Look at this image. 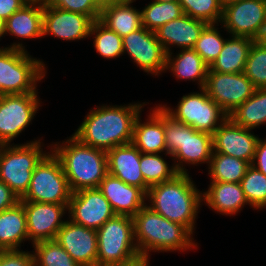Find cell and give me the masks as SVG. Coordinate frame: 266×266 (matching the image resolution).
Listing matches in <instances>:
<instances>
[{
  "label": "cell",
  "mask_w": 266,
  "mask_h": 266,
  "mask_svg": "<svg viewBox=\"0 0 266 266\" xmlns=\"http://www.w3.org/2000/svg\"><path fill=\"white\" fill-rule=\"evenodd\" d=\"M145 105L144 102L96 106L72 135L81 143L106 152L132 143L135 120Z\"/></svg>",
  "instance_id": "cell-1"
},
{
  "label": "cell",
  "mask_w": 266,
  "mask_h": 266,
  "mask_svg": "<svg viewBox=\"0 0 266 266\" xmlns=\"http://www.w3.org/2000/svg\"><path fill=\"white\" fill-rule=\"evenodd\" d=\"M147 199L150 201L147 205L150 209L181 224L193 234L202 191L197 189L188 173H179L169 181L150 186L146 193Z\"/></svg>",
  "instance_id": "cell-2"
},
{
  "label": "cell",
  "mask_w": 266,
  "mask_h": 266,
  "mask_svg": "<svg viewBox=\"0 0 266 266\" xmlns=\"http://www.w3.org/2000/svg\"><path fill=\"white\" fill-rule=\"evenodd\" d=\"M52 145L50 151L59 159L72 192L100 186L108 174L106 151L85 145L73 135Z\"/></svg>",
  "instance_id": "cell-3"
},
{
  "label": "cell",
  "mask_w": 266,
  "mask_h": 266,
  "mask_svg": "<svg viewBox=\"0 0 266 266\" xmlns=\"http://www.w3.org/2000/svg\"><path fill=\"white\" fill-rule=\"evenodd\" d=\"M134 240L139 254L150 252L188 251L197 248L193 234L179 223L172 222L150 209L147 204L134 216Z\"/></svg>",
  "instance_id": "cell-4"
},
{
  "label": "cell",
  "mask_w": 266,
  "mask_h": 266,
  "mask_svg": "<svg viewBox=\"0 0 266 266\" xmlns=\"http://www.w3.org/2000/svg\"><path fill=\"white\" fill-rule=\"evenodd\" d=\"M162 120L165 130L166 156L172 157L178 173H188L185 163L189 165L208 163L209 166L213 152V135L197 131L182 121L176 120L163 106Z\"/></svg>",
  "instance_id": "cell-5"
},
{
  "label": "cell",
  "mask_w": 266,
  "mask_h": 266,
  "mask_svg": "<svg viewBox=\"0 0 266 266\" xmlns=\"http://www.w3.org/2000/svg\"><path fill=\"white\" fill-rule=\"evenodd\" d=\"M22 43L0 47V96L38 93L37 82L46 76L40 59L32 58Z\"/></svg>",
  "instance_id": "cell-6"
},
{
  "label": "cell",
  "mask_w": 266,
  "mask_h": 266,
  "mask_svg": "<svg viewBox=\"0 0 266 266\" xmlns=\"http://www.w3.org/2000/svg\"><path fill=\"white\" fill-rule=\"evenodd\" d=\"M96 232V266L122 264L140 255L134 240L133 217L115 215L106 221Z\"/></svg>",
  "instance_id": "cell-7"
},
{
  "label": "cell",
  "mask_w": 266,
  "mask_h": 266,
  "mask_svg": "<svg viewBox=\"0 0 266 266\" xmlns=\"http://www.w3.org/2000/svg\"><path fill=\"white\" fill-rule=\"evenodd\" d=\"M40 139L25 144L4 146L0 158V181H3L21 199L27 192L32 173L49 153L42 149Z\"/></svg>",
  "instance_id": "cell-8"
},
{
  "label": "cell",
  "mask_w": 266,
  "mask_h": 266,
  "mask_svg": "<svg viewBox=\"0 0 266 266\" xmlns=\"http://www.w3.org/2000/svg\"><path fill=\"white\" fill-rule=\"evenodd\" d=\"M50 153L34 169L30 186L20 201L69 204L73 192L59 159Z\"/></svg>",
  "instance_id": "cell-9"
},
{
  "label": "cell",
  "mask_w": 266,
  "mask_h": 266,
  "mask_svg": "<svg viewBox=\"0 0 266 266\" xmlns=\"http://www.w3.org/2000/svg\"><path fill=\"white\" fill-rule=\"evenodd\" d=\"M199 90L200 93L184 95L175 109L165 104L163 107L176 120L182 121L197 131L213 135L229 116L208 96L204 88Z\"/></svg>",
  "instance_id": "cell-10"
},
{
  "label": "cell",
  "mask_w": 266,
  "mask_h": 266,
  "mask_svg": "<svg viewBox=\"0 0 266 266\" xmlns=\"http://www.w3.org/2000/svg\"><path fill=\"white\" fill-rule=\"evenodd\" d=\"M38 93L0 96V143L10 144L34 119L40 106Z\"/></svg>",
  "instance_id": "cell-11"
},
{
  "label": "cell",
  "mask_w": 266,
  "mask_h": 266,
  "mask_svg": "<svg viewBox=\"0 0 266 266\" xmlns=\"http://www.w3.org/2000/svg\"><path fill=\"white\" fill-rule=\"evenodd\" d=\"M208 96L229 116L250 98L255 90L242 73H221L208 69L204 86Z\"/></svg>",
  "instance_id": "cell-12"
},
{
  "label": "cell",
  "mask_w": 266,
  "mask_h": 266,
  "mask_svg": "<svg viewBox=\"0 0 266 266\" xmlns=\"http://www.w3.org/2000/svg\"><path fill=\"white\" fill-rule=\"evenodd\" d=\"M221 24L231 36L255 40L266 24L265 0H239L225 5Z\"/></svg>",
  "instance_id": "cell-13"
},
{
  "label": "cell",
  "mask_w": 266,
  "mask_h": 266,
  "mask_svg": "<svg viewBox=\"0 0 266 266\" xmlns=\"http://www.w3.org/2000/svg\"><path fill=\"white\" fill-rule=\"evenodd\" d=\"M122 42L123 53H128L137 67L155 76L164 73L167 54L155 32L142 26L124 36Z\"/></svg>",
  "instance_id": "cell-14"
},
{
  "label": "cell",
  "mask_w": 266,
  "mask_h": 266,
  "mask_svg": "<svg viewBox=\"0 0 266 266\" xmlns=\"http://www.w3.org/2000/svg\"><path fill=\"white\" fill-rule=\"evenodd\" d=\"M68 214V219L72 222L95 230L116 215L98 188L73 192L68 205Z\"/></svg>",
  "instance_id": "cell-15"
},
{
  "label": "cell",
  "mask_w": 266,
  "mask_h": 266,
  "mask_svg": "<svg viewBox=\"0 0 266 266\" xmlns=\"http://www.w3.org/2000/svg\"><path fill=\"white\" fill-rule=\"evenodd\" d=\"M20 202L26 214L28 240H32V244H35L55 239L65 223L62 217L66 214L65 211H68L69 204Z\"/></svg>",
  "instance_id": "cell-16"
},
{
  "label": "cell",
  "mask_w": 266,
  "mask_h": 266,
  "mask_svg": "<svg viewBox=\"0 0 266 266\" xmlns=\"http://www.w3.org/2000/svg\"><path fill=\"white\" fill-rule=\"evenodd\" d=\"M93 22L87 15L43 5V37L53 35L66 41L88 38Z\"/></svg>",
  "instance_id": "cell-17"
},
{
  "label": "cell",
  "mask_w": 266,
  "mask_h": 266,
  "mask_svg": "<svg viewBox=\"0 0 266 266\" xmlns=\"http://www.w3.org/2000/svg\"><path fill=\"white\" fill-rule=\"evenodd\" d=\"M259 139L251 129L239 126L228 117L213 134V152L252 164Z\"/></svg>",
  "instance_id": "cell-18"
},
{
  "label": "cell",
  "mask_w": 266,
  "mask_h": 266,
  "mask_svg": "<svg viewBox=\"0 0 266 266\" xmlns=\"http://www.w3.org/2000/svg\"><path fill=\"white\" fill-rule=\"evenodd\" d=\"M56 241L80 266H96L97 232L68 219L57 233Z\"/></svg>",
  "instance_id": "cell-19"
},
{
  "label": "cell",
  "mask_w": 266,
  "mask_h": 266,
  "mask_svg": "<svg viewBox=\"0 0 266 266\" xmlns=\"http://www.w3.org/2000/svg\"><path fill=\"white\" fill-rule=\"evenodd\" d=\"M98 189L109 201L116 215L133 217L147 204L146 193L141 188L126 184L109 173L101 181Z\"/></svg>",
  "instance_id": "cell-20"
},
{
  "label": "cell",
  "mask_w": 266,
  "mask_h": 266,
  "mask_svg": "<svg viewBox=\"0 0 266 266\" xmlns=\"http://www.w3.org/2000/svg\"><path fill=\"white\" fill-rule=\"evenodd\" d=\"M140 158L141 152L132 143L116 146L107 151L108 173L147 193L149 186L141 172Z\"/></svg>",
  "instance_id": "cell-21"
},
{
  "label": "cell",
  "mask_w": 266,
  "mask_h": 266,
  "mask_svg": "<svg viewBox=\"0 0 266 266\" xmlns=\"http://www.w3.org/2000/svg\"><path fill=\"white\" fill-rule=\"evenodd\" d=\"M207 25L202 20L194 19L184 14L180 18L162 25L155 31V34L166 54H168L171 53L172 50L170 48L173 46L181 49L193 48L201 32Z\"/></svg>",
  "instance_id": "cell-22"
},
{
  "label": "cell",
  "mask_w": 266,
  "mask_h": 266,
  "mask_svg": "<svg viewBox=\"0 0 266 266\" xmlns=\"http://www.w3.org/2000/svg\"><path fill=\"white\" fill-rule=\"evenodd\" d=\"M152 110V111H151ZM147 121L142 122L139 114L134 123L132 144L141 152L148 154H158L165 152V130L162 120V105L150 109Z\"/></svg>",
  "instance_id": "cell-23"
},
{
  "label": "cell",
  "mask_w": 266,
  "mask_h": 266,
  "mask_svg": "<svg viewBox=\"0 0 266 266\" xmlns=\"http://www.w3.org/2000/svg\"><path fill=\"white\" fill-rule=\"evenodd\" d=\"M136 0H113L102 5L99 21L122 38L142 27L141 11L131 6Z\"/></svg>",
  "instance_id": "cell-24"
},
{
  "label": "cell",
  "mask_w": 266,
  "mask_h": 266,
  "mask_svg": "<svg viewBox=\"0 0 266 266\" xmlns=\"http://www.w3.org/2000/svg\"><path fill=\"white\" fill-rule=\"evenodd\" d=\"M202 201L217 213L230 216L249 205L240 183L232 182H210L208 190L202 192Z\"/></svg>",
  "instance_id": "cell-25"
},
{
  "label": "cell",
  "mask_w": 266,
  "mask_h": 266,
  "mask_svg": "<svg viewBox=\"0 0 266 266\" xmlns=\"http://www.w3.org/2000/svg\"><path fill=\"white\" fill-rule=\"evenodd\" d=\"M43 5L26 3L5 21V34L20 39H36L43 37Z\"/></svg>",
  "instance_id": "cell-26"
},
{
  "label": "cell",
  "mask_w": 266,
  "mask_h": 266,
  "mask_svg": "<svg viewBox=\"0 0 266 266\" xmlns=\"http://www.w3.org/2000/svg\"><path fill=\"white\" fill-rule=\"evenodd\" d=\"M172 52L166 55V68L177 79L197 81L199 88H204L209 66L201 56L193 49H182L180 53L172 56Z\"/></svg>",
  "instance_id": "cell-27"
},
{
  "label": "cell",
  "mask_w": 266,
  "mask_h": 266,
  "mask_svg": "<svg viewBox=\"0 0 266 266\" xmlns=\"http://www.w3.org/2000/svg\"><path fill=\"white\" fill-rule=\"evenodd\" d=\"M255 40L246 36H231L226 39L222 50L209 69L221 73H242L249 50Z\"/></svg>",
  "instance_id": "cell-28"
},
{
  "label": "cell",
  "mask_w": 266,
  "mask_h": 266,
  "mask_svg": "<svg viewBox=\"0 0 266 266\" xmlns=\"http://www.w3.org/2000/svg\"><path fill=\"white\" fill-rule=\"evenodd\" d=\"M25 240H28L26 214L23 204L18 202L0 212V250H19Z\"/></svg>",
  "instance_id": "cell-29"
},
{
  "label": "cell",
  "mask_w": 266,
  "mask_h": 266,
  "mask_svg": "<svg viewBox=\"0 0 266 266\" xmlns=\"http://www.w3.org/2000/svg\"><path fill=\"white\" fill-rule=\"evenodd\" d=\"M229 117L239 126L251 130L266 124V88H255L252 96Z\"/></svg>",
  "instance_id": "cell-30"
},
{
  "label": "cell",
  "mask_w": 266,
  "mask_h": 266,
  "mask_svg": "<svg viewBox=\"0 0 266 266\" xmlns=\"http://www.w3.org/2000/svg\"><path fill=\"white\" fill-rule=\"evenodd\" d=\"M251 164L226 154L212 152L208 175L211 182L240 183Z\"/></svg>",
  "instance_id": "cell-31"
},
{
  "label": "cell",
  "mask_w": 266,
  "mask_h": 266,
  "mask_svg": "<svg viewBox=\"0 0 266 266\" xmlns=\"http://www.w3.org/2000/svg\"><path fill=\"white\" fill-rule=\"evenodd\" d=\"M184 15L178 1L157 2L153 0L141 10L142 26L155 32L162 25Z\"/></svg>",
  "instance_id": "cell-32"
},
{
  "label": "cell",
  "mask_w": 266,
  "mask_h": 266,
  "mask_svg": "<svg viewBox=\"0 0 266 266\" xmlns=\"http://www.w3.org/2000/svg\"><path fill=\"white\" fill-rule=\"evenodd\" d=\"M140 167L144 181L149 187L169 181L179 174L175 165L169 166L160 153H141Z\"/></svg>",
  "instance_id": "cell-33"
},
{
  "label": "cell",
  "mask_w": 266,
  "mask_h": 266,
  "mask_svg": "<svg viewBox=\"0 0 266 266\" xmlns=\"http://www.w3.org/2000/svg\"><path fill=\"white\" fill-rule=\"evenodd\" d=\"M35 266H80L56 239L33 244Z\"/></svg>",
  "instance_id": "cell-34"
},
{
  "label": "cell",
  "mask_w": 266,
  "mask_h": 266,
  "mask_svg": "<svg viewBox=\"0 0 266 266\" xmlns=\"http://www.w3.org/2000/svg\"><path fill=\"white\" fill-rule=\"evenodd\" d=\"M94 35V47L96 52L104 58L116 59L123 55L122 37L109 30L99 20L94 21L90 29V37Z\"/></svg>",
  "instance_id": "cell-35"
},
{
  "label": "cell",
  "mask_w": 266,
  "mask_h": 266,
  "mask_svg": "<svg viewBox=\"0 0 266 266\" xmlns=\"http://www.w3.org/2000/svg\"><path fill=\"white\" fill-rule=\"evenodd\" d=\"M240 185L249 206L258 210L266 207V175L250 165Z\"/></svg>",
  "instance_id": "cell-36"
},
{
  "label": "cell",
  "mask_w": 266,
  "mask_h": 266,
  "mask_svg": "<svg viewBox=\"0 0 266 266\" xmlns=\"http://www.w3.org/2000/svg\"><path fill=\"white\" fill-rule=\"evenodd\" d=\"M183 13L207 24L221 23L223 6L220 0H178Z\"/></svg>",
  "instance_id": "cell-37"
},
{
  "label": "cell",
  "mask_w": 266,
  "mask_h": 266,
  "mask_svg": "<svg viewBox=\"0 0 266 266\" xmlns=\"http://www.w3.org/2000/svg\"><path fill=\"white\" fill-rule=\"evenodd\" d=\"M216 26L219 24H208L193 47L209 67L219 56L226 40Z\"/></svg>",
  "instance_id": "cell-38"
},
{
  "label": "cell",
  "mask_w": 266,
  "mask_h": 266,
  "mask_svg": "<svg viewBox=\"0 0 266 266\" xmlns=\"http://www.w3.org/2000/svg\"><path fill=\"white\" fill-rule=\"evenodd\" d=\"M244 74L255 88H266V48L255 41L249 50Z\"/></svg>",
  "instance_id": "cell-39"
},
{
  "label": "cell",
  "mask_w": 266,
  "mask_h": 266,
  "mask_svg": "<svg viewBox=\"0 0 266 266\" xmlns=\"http://www.w3.org/2000/svg\"><path fill=\"white\" fill-rule=\"evenodd\" d=\"M45 4L87 15L94 21L99 20L102 7L96 0H46Z\"/></svg>",
  "instance_id": "cell-40"
},
{
  "label": "cell",
  "mask_w": 266,
  "mask_h": 266,
  "mask_svg": "<svg viewBox=\"0 0 266 266\" xmlns=\"http://www.w3.org/2000/svg\"><path fill=\"white\" fill-rule=\"evenodd\" d=\"M0 266H35L33 251L0 250Z\"/></svg>",
  "instance_id": "cell-41"
},
{
  "label": "cell",
  "mask_w": 266,
  "mask_h": 266,
  "mask_svg": "<svg viewBox=\"0 0 266 266\" xmlns=\"http://www.w3.org/2000/svg\"><path fill=\"white\" fill-rule=\"evenodd\" d=\"M18 202H20L18 196L0 181V212L15 206Z\"/></svg>",
  "instance_id": "cell-42"
},
{
  "label": "cell",
  "mask_w": 266,
  "mask_h": 266,
  "mask_svg": "<svg viewBox=\"0 0 266 266\" xmlns=\"http://www.w3.org/2000/svg\"><path fill=\"white\" fill-rule=\"evenodd\" d=\"M251 165L266 175V139H259Z\"/></svg>",
  "instance_id": "cell-43"
},
{
  "label": "cell",
  "mask_w": 266,
  "mask_h": 266,
  "mask_svg": "<svg viewBox=\"0 0 266 266\" xmlns=\"http://www.w3.org/2000/svg\"><path fill=\"white\" fill-rule=\"evenodd\" d=\"M27 2L24 0H0V18L6 21L14 12L21 9Z\"/></svg>",
  "instance_id": "cell-44"
},
{
  "label": "cell",
  "mask_w": 266,
  "mask_h": 266,
  "mask_svg": "<svg viewBox=\"0 0 266 266\" xmlns=\"http://www.w3.org/2000/svg\"><path fill=\"white\" fill-rule=\"evenodd\" d=\"M149 258L148 257H144L142 255H139L138 257H136L135 259L128 261L126 263H122V264H117V265H112V266H149L150 262H149Z\"/></svg>",
  "instance_id": "cell-45"
},
{
  "label": "cell",
  "mask_w": 266,
  "mask_h": 266,
  "mask_svg": "<svg viewBox=\"0 0 266 266\" xmlns=\"http://www.w3.org/2000/svg\"><path fill=\"white\" fill-rule=\"evenodd\" d=\"M255 42L266 48V24L261 30L259 36L255 39Z\"/></svg>",
  "instance_id": "cell-46"
},
{
  "label": "cell",
  "mask_w": 266,
  "mask_h": 266,
  "mask_svg": "<svg viewBox=\"0 0 266 266\" xmlns=\"http://www.w3.org/2000/svg\"><path fill=\"white\" fill-rule=\"evenodd\" d=\"M5 36V21L0 18V39Z\"/></svg>",
  "instance_id": "cell-47"
},
{
  "label": "cell",
  "mask_w": 266,
  "mask_h": 266,
  "mask_svg": "<svg viewBox=\"0 0 266 266\" xmlns=\"http://www.w3.org/2000/svg\"><path fill=\"white\" fill-rule=\"evenodd\" d=\"M24 1L27 3H38L44 5L46 0H24Z\"/></svg>",
  "instance_id": "cell-48"
},
{
  "label": "cell",
  "mask_w": 266,
  "mask_h": 266,
  "mask_svg": "<svg viewBox=\"0 0 266 266\" xmlns=\"http://www.w3.org/2000/svg\"><path fill=\"white\" fill-rule=\"evenodd\" d=\"M235 1H239V0H220V3L224 7L225 5L235 2Z\"/></svg>",
  "instance_id": "cell-49"
},
{
  "label": "cell",
  "mask_w": 266,
  "mask_h": 266,
  "mask_svg": "<svg viewBox=\"0 0 266 266\" xmlns=\"http://www.w3.org/2000/svg\"><path fill=\"white\" fill-rule=\"evenodd\" d=\"M101 6L113 0H96Z\"/></svg>",
  "instance_id": "cell-50"
},
{
  "label": "cell",
  "mask_w": 266,
  "mask_h": 266,
  "mask_svg": "<svg viewBox=\"0 0 266 266\" xmlns=\"http://www.w3.org/2000/svg\"><path fill=\"white\" fill-rule=\"evenodd\" d=\"M5 145L6 144H4V143H0V158H1V155H2V152H3V149H4Z\"/></svg>",
  "instance_id": "cell-51"
},
{
  "label": "cell",
  "mask_w": 266,
  "mask_h": 266,
  "mask_svg": "<svg viewBox=\"0 0 266 266\" xmlns=\"http://www.w3.org/2000/svg\"><path fill=\"white\" fill-rule=\"evenodd\" d=\"M157 2H173V1H178V0H155Z\"/></svg>",
  "instance_id": "cell-52"
}]
</instances>
